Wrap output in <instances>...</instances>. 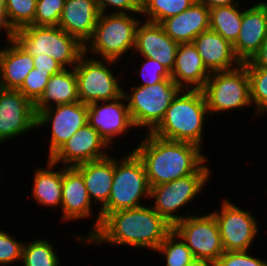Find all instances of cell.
Wrapping results in <instances>:
<instances>
[{"mask_svg":"<svg viewBox=\"0 0 267 266\" xmlns=\"http://www.w3.org/2000/svg\"><path fill=\"white\" fill-rule=\"evenodd\" d=\"M202 150L196 144L167 140L148 132L133 151L143 161L152 187L191 174H212Z\"/></svg>","mask_w":267,"mask_h":266,"instance_id":"1","label":"cell"},{"mask_svg":"<svg viewBox=\"0 0 267 266\" xmlns=\"http://www.w3.org/2000/svg\"><path fill=\"white\" fill-rule=\"evenodd\" d=\"M172 231V225L160 216L151 205L121 209L109 213L99 229L85 244L116 246L155 251Z\"/></svg>","mask_w":267,"mask_h":266,"instance_id":"2","label":"cell"},{"mask_svg":"<svg viewBox=\"0 0 267 266\" xmlns=\"http://www.w3.org/2000/svg\"><path fill=\"white\" fill-rule=\"evenodd\" d=\"M114 157V177L108 202L97 211L96 220L88 235H74L80 243L86 241L99 229L101 221L114 211L144 206V199H150L151 187L143 161L132 150L121 159ZM143 198V199H142ZM78 238V239H77Z\"/></svg>","mask_w":267,"mask_h":266,"instance_id":"3","label":"cell"},{"mask_svg":"<svg viewBox=\"0 0 267 266\" xmlns=\"http://www.w3.org/2000/svg\"><path fill=\"white\" fill-rule=\"evenodd\" d=\"M210 117L202 90L181 89L166 110L160 124L151 132L167 140L204 146L205 121Z\"/></svg>","mask_w":267,"mask_h":266,"instance_id":"4","label":"cell"},{"mask_svg":"<svg viewBox=\"0 0 267 266\" xmlns=\"http://www.w3.org/2000/svg\"><path fill=\"white\" fill-rule=\"evenodd\" d=\"M133 14L141 15L100 13L93 36L85 44V53L87 55L94 53L98 55H94L95 58L118 62L132 49L131 54L135 55L136 29L141 19Z\"/></svg>","mask_w":267,"mask_h":266,"instance_id":"5","label":"cell"},{"mask_svg":"<svg viewBox=\"0 0 267 266\" xmlns=\"http://www.w3.org/2000/svg\"><path fill=\"white\" fill-rule=\"evenodd\" d=\"M14 39L30 55L46 54L64 68H74L85 53V45L58 26H26L15 32Z\"/></svg>","mask_w":267,"mask_h":266,"instance_id":"6","label":"cell"},{"mask_svg":"<svg viewBox=\"0 0 267 266\" xmlns=\"http://www.w3.org/2000/svg\"><path fill=\"white\" fill-rule=\"evenodd\" d=\"M132 86L128 92L124 89L131 119L136 129L152 132L163 120L172 100L181 90L172 78L148 86Z\"/></svg>","mask_w":267,"mask_h":266,"instance_id":"7","label":"cell"},{"mask_svg":"<svg viewBox=\"0 0 267 266\" xmlns=\"http://www.w3.org/2000/svg\"><path fill=\"white\" fill-rule=\"evenodd\" d=\"M201 90L210 116L252 106L249 77L244 64L228 71L211 72Z\"/></svg>","mask_w":267,"mask_h":266,"instance_id":"8","label":"cell"},{"mask_svg":"<svg viewBox=\"0 0 267 266\" xmlns=\"http://www.w3.org/2000/svg\"><path fill=\"white\" fill-rule=\"evenodd\" d=\"M89 56L84 53L74 67L80 102L89 104L122 96L124 88L112 70L117 61Z\"/></svg>","mask_w":267,"mask_h":266,"instance_id":"9","label":"cell"},{"mask_svg":"<svg viewBox=\"0 0 267 266\" xmlns=\"http://www.w3.org/2000/svg\"><path fill=\"white\" fill-rule=\"evenodd\" d=\"M211 174H191L176 179L167 184H159L151 187L150 200L154 204L151 207L172 226L192 215L191 212L178 214L179 211L201 194L204 185L210 183ZM191 201V202H190Z\"/></svg>","mask_w":267,"mask_h":266,"instance_id":"10","label":"cell"},{"mask_svg":"<svg viewBox=\"0 0 267 266\" xmlns=\"http://www.w3.org/2000/svg\"><path fill=\"white\" fill-rule=\"evenodd\" d=\"M220 208L211 213L217 221L224 251H250L259 232L256 217L226 197Z\"/></svg>","mask_w":267,"mask_h":266,"instance_id":"11","label":"cell"},{"mask_svg":"<svg viewBox=\"0 0 267 266\" xmlns=\"http://www.w3.org/2000/svg\"><path fill=\"white\" fill-rule=\"evenodd\" d=\"M172 230L191 250L194 258L217 260L224 247L214 215L193 214L175 223Z\"/></svg>","mask_w":267,"mask_h":266,"instance_id":"12","label":"cell"},{"mask_svg":"<svg viewBox=\"0 0 267 266\" xmlns=\"http://www.w3.org/2000/svg\"><path fill=\"white\" fill-rule=\"evenodd\" d=\"M88 104L79 102L55 105L36 114V129L50 126V158L63 143L72 137L81 127L87 124Z\"/></svg>","mask_w":267,"mask_h":266,"instance_id":"13","label":"cell"},{"mask_svg":"<svg viewBox=\"0 0 267 266\" xmlns=\"http://www.w3.org/2000/svg\"><path fill=\"white\" fill-rule=\"evenodd\" d=\"M35 128L34 104L18 89L0 87V145Z\"/></svg>","mask_w":267,"mask_h":266,"instance_id":"14","label":"cell"},{"mask_svg":"<svg viewBox=\"0 0 267 266\" xmlns=\"http://www.w3.org/2000/svg\"><path fill=\"white\" fill-rule=\"evenodd\" d=\"M87 122L110 147L119 136L135 128L124 94L114 100L89 103Z\"/></svg>","mask_w":267,"mask_h":266,"instance_id":"15","label":"cell"},{"mask_svg":"<svg viewBox=\"0 0 267 266\" xmlns=\"http://www.w3.org/2000/svg\"><path fill=\"white\" fill-rule=\"evenodd\" d=\"M108 147L111 150L98 131L87 123L63 143L49 159L59 166L74 167L109 156Z\"/></svg>","mask_w":267,"mask_h":266,"instance_id":"16","label":"cell"},{"mask_svg":"<svg viewBox=\"0 0 267 266\" xmlns=\"http://www.w3.org/2000/svg\"><path fill=\"white\" fill-rule=\"evenodd\" d=\"M266 36L267 2H257L243 10L239 35L232 44L234 54L241 64L252 60Z\"/></svg>","mask_w":267,"mask_h":266,"instance_id":"17","label":"cell"},{"mask_svg":"<svg viewBox=\"0 0 267 266\" xmlns=\"http://www.w3.org/2000/svg\"><path fill=\"white\" fill-rule=\"evenodd\" d=\"M178 47L179 44L165 33L160 23L147 20L139 22L134 51L140 56L157 60L171 72Z\"/></svg>","mask_w":267,"mask_h":266,"instance_id":"18","label":"cell"},{"mask_svg":"<svg viewBox=\"0 0 267 266\" xmlns=\"http://www.w3.org/2000/svg\"><path fill=\"white\" fill-rule=\"evenodd\" d=\"M82 174L75 167L62 166L61 221H78L94 215Z\"/></svg>","mask_w":267,"mask_h":266,"instance_id":"19","label":"cell"},{"mask_svg":"<svg viewBox=\"0 0 267 266\" xmlns=\"http://www.w3.org/2000/svg\"><path fill=\"white\" fill-rule=\"evenodd\" d=\"M99 15L95 0H65L58 27L85 45L93 36Z\"/></svg>","mask_w":267,"mask_h":266,"instance_id":"20","label":"cell"},{"mask_svg":"<svg viewBox=\"0 0 267 266\" xmlns=\"http://www.w3.org/2000/svg\"><path fill=\"white\" fill-rule=\"evenodd\" d=\"M171 78L181 89L201 90L211 72L204 65L193 42L180 43Z\"/></svg>","mask_w":267,"mask_h":266,"instance_id":"21","label":"cell"},{"mask_svg":"<svg viewBox=\"0 0 267 266\" xmlns=\"http://www.w3.org/2000/svg\"><path fill=\"white\" fill-rule=\"evenodd\" d=\"M165 33L175 42L190 43L203 31L210 29L209 9L199 0L182 13L161 23Z\"/></svg>","mask_w":267,"mask_h":266,"instance_id":"22","label":"cell"},{"mask_svg":"<svg viewBox=\"0 0 267 266\" xmlns=\"http://www.w3.org/2000/svg\"><path fill=\"white\" fill-rule=\"evenodd\" d=\"M193 44L210 72L232 70L241 64L232 44L211 29L200 33Z\"/></svg>","mask_w":267,"mask_h":266,"instance_id":"23","label":"cell"},{"mask_svg":"<svg viewBox=\"0 0 267 266\" xmlns=\"http://www.w3.org/2000/svg\"><path fill=\"white\" fill-rule=\"evenodd\" d=\"M0 48V87L19 89L27 74L34 68L33 56L15 39Z\"/></svg>","mask_w":267,"mask_h":266,"instance_id":"24","label":"cell"},{"mask_svg":"<svg viewBox=\"0 0 267 266\" xmlns=\"http://www.w3.org/2000/svg\"><path fill=\"white\" fill-rule=\"evenodd\" d=\"M74 167L83 176L91 202L100 204L99 209H101L110 197L114 177V157L109 155Z\"/></svg>","mask_w":267,"mask_h":266,"instance_id":"25","label":"cell"},{"mask_svg":"<svg viewBox=\"0 0 267 266\" xmlns=\"http://www.w3.org/2000/svg\"><path fill=\"white\" fill-rule=\"evenodd\" d=\"M77 79L74 68H65L49 79L45 91L34 103L35 114L61 104L79 102Z\"/></svg>","mask_w":267,"mask_h":266,"instance_id":"26","label":"cell"},{"mask_svg":"<svg viewBox=\"0 0 267 266\" xmlns=\"http://www.w3.org/2000/svg\"><path fill=\"white\" fill-rule=\"evenodd\" d=\"M45 168H36L33 176L31 197L35 204L45 207L61 208L62 201V166L58 170V164L49 158Z\"/></svg>","mask_w":267,"mask_h":266,"instance_id":"27","label":"cell"},{"mask_svg":"<svg viewBox=\"0 0 267 266\" xmlns=\"http://www.w3.org/2000/svg\"><path fill=\"white\" fill-rule=\"evenodd\" d=\"M241 4L209 9L210 29L233 44L241 28L243 10Z\"/></svg>","mask_w":267,"mask_h":266,"instance_id":"28","label":"cell"},{"mask_svg":"<svg viewBox=\"0 0 267 266\" xmlns=\"http://www.w3.org/2000/svg\"><path fill=\"white\" fill-rule=\"evenodd\" d=\"M56 248L46 238L37 237L30 243L24 241L22 266H61Z\"/></svg>","mask_w":267,"mask_h":266,"instance_id":"29","label":"cell"},{"mask_svg":"<svg viewBox=\"0 0 267 266\" xmlns=\"http://www.w3.org/2000/svg\"><path fill=\"white\" fill-rule=\"evenodd\" d=\"M197 0H141L140 14L145 20L161 23L188 9Z\"/></svg>","mask_w":267,"mask_h":266,"instance_id":"30","label":"cell"},{"mask_svg":"<svg viewBox=\"0 0 267 266\" xmlns=\"http://www.w3.org/2000/svg\"><path fill=\"white\" fill-rule=\"evenodd\" d=\"M154 252L165 258V266H187L195 259L191 250L173 230Z\"/></svg>","mask_w":267,"mask_h":266,"instance_id":"31","label":"cell"},{"mask_svg":"<svg viewBox=\"0 0 267 266\" xmlns=\"http://www.w3.org/2000/svg\"><path fill=\"white\" fill-rule=\"evenodd\" d=\"M37 0H3L9 24L16 32L34 22Z\"/></svg>","mask_w":267,"mask_h":266,"instance_id":"32","label":"cell"},{"mask_svg":"<svg viewBox=\"0 0 267 266\" xmlns=\"http://www.w3.org/2000/svg\"><path fill=\"white\" fill-rule=\"evenodd\" d=\"M250 101L255 107V115L267 113V68L247 67ZM260 114V116L258 115Z\"/></svg>","mask_w":267,"mask_h":266,"instance_id":"33","label":"cell"},{"mask_svg":"<svg viewBox=\"0 0 267 266\" xmlns=\"http://www.w3.org/2000/svg\"><path fill=\"white\" fill-rule=\"evenodd\" d=\"M65 0H37L35 18L32 25L58 26Z\"/></svg>","mask_w":267,"mask_h":266,"instance_id":"34","label":"cell"},{"mask_svg":"<svg viewBox=\"0 0 267 266\" xmlns=\"http://www.w3.org/2000/svg\"><path fill=\"white\" fill-rule=\"evenodd\" d=\"M143 58L142 64H140V67L133 73L134 75H140L139 77L142 78V82L137 86L154 85L166 78H171V73L168 69L157 60L148 57Z\"/></svg>","mask_w":267,"mask_h":266,"instance_id":"35","label":"cell"},{"mask_svg":"<svg viewBox=\"0 0 267 266\" xmlns=\"http://www.w3.org/2000/svg\"><path fill=\"white\" fill-rule=\"evenodd\" d=\"M50 78L48 72L39 71L34 67L18 90L34 104L45 91Z\"/></svg>","mask_w":267,"mask_h":266,"instance_id":"36","label":"cell"},{"mask_svg":"<svg viewBox=\"0 0 267 266\" xmlns=\"http://www.w3.org/2000/svg\"><path fill=\"white\" fill-rule=\"evenodd\" d=\"M24 242H19L16 237L7 231L0 230V265L6 266L21 263Z\"/></svg>","mask_w":267,"mask_h":266,"instance_id":"37","label":"cell"},{"mask_svg":"<svg viewBox=\"0 0 267 266\" xmlns=\"http://www.w3.org/2000/svg\"><path fill=\"white\" fill-rule=\"evenodd\" d=\"M248 251H224L216 260V266H267L266 260Z\"/></svg>","mask_w":267,"mask_h":266,"instance_id":"38","label":"cell"},{"mask_svg":"<svg viewBox=\"0 0 267 266\" xmlns=\"http://www.w3.org/2000/svg\"><path fill=\"white\" fill-rule=\"evenodd\" d=\"M100 13L132 14L140 13L141 0H95Z\"/></svg>","mask_w":267,"mask_h":266,"instance_id":"39","label":"cell"},{"mask_svg":"<svg viewBox=\"0 0 267 266\" xmlns=\"http://www.w3.org/2000/svg\"><path fill=\"white\" fill-rule=\"evenodd\" d=\"M34 67L42 72H48L51 76L65 69L59 62L46 54L33 56Z\"/></svg>","mask_w":267,"mask_h":266,"instance_id":"40","label":"cell"},{"mask_svg":"<svg viewBox=\"0 0 267 266\" xmlns=\"http://www.w3.org/2000/svg\"><path fill=\"white\" fill-rule=\"evenodd\" d=\"M246 67L267 68V36L261 44L260 50L251 61L243 63Z\"/></svg>","mask_w":267,"mask_h":266,"instance_id":"41","label":"cell"},{"mask_svg":"<svg viewBox=\"0 0 267 266\" xmlns=\"http://www.w3.org/2000/svg\"><path fill=\"white\" fill-rule=\"evenodd\" d=\"M4 31L7 37L6 42L15 38V31L8 22L4 7L0 6V32L4 33Z\"/></svg>","mask_w":267,"mask_h":266,"instance_id":"42","label":"cell"},{"mask_svg":"<svg viewBox=\"0 0 267 266\" xmlns=\"http://www.w3.org/2000/svg\"><path fill=\"white\" fill-rule=\"evenodd\" d=\"M199 1L203 3L208 9L221 6L237 5L240 3L238 0H199Z\"/></svg>","mask_w":267,"mask_h":266,"instance_id":"43","label":"cell"},{"mask_svg":"<svg viewBox=\"0 0 267 266\" xmlns=\"http://www.w3.org/2000/svg\"><path fill=\"white\" fill-rule=\"evenodd\" d=\"M187 266H216V261L212 259L195 258Z\"/></svg>","mask_w":267,"mask_h":266,"instance_id":"44","label":"cell"},{"mask_svg":"<svg viewBox=\"0 0 267 266\" xmlns=\"http://www.w3.org/2000/svg\"><path fill=\"white\" fill-rule=\"evenodd\" d=\"M0 6H3V0H0Z\"/></svg>","mask_w":267,"mask_h":266,"instance_id":"45","label":"cell"}]
</instances>
